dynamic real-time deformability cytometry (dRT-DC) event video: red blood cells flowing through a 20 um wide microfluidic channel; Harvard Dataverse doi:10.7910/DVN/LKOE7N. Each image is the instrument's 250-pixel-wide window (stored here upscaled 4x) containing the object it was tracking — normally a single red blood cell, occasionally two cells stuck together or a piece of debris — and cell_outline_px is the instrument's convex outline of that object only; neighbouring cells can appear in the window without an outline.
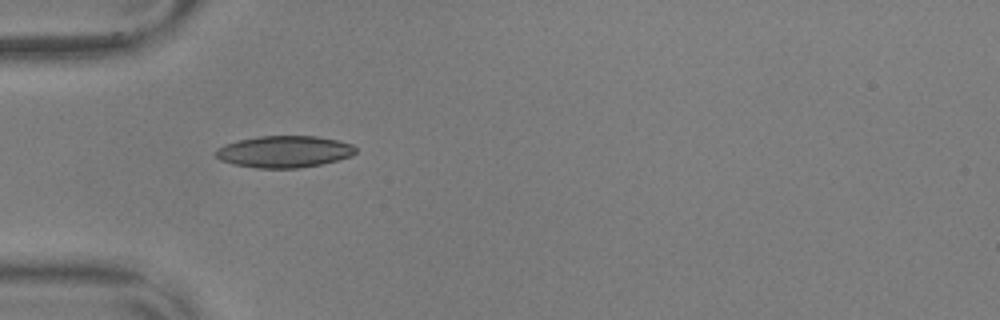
{"species": "common noctule bat (a hibernating species)", "species_latin": "Nyctalus noctula", "temperature_condition": "warm", "stored_images_in_passage": 5, "camera_frame_rate_fps": 3000, "um_per_image_px": 0.085, "animal": {"sex": "male", "body_mass_g": 17.9, "forearm_length_mm": 54.2}, "frame": {"image": 1, "passage_image": 2, "time_ms": 0.333, "image_size_px": [1000, 320], "cell_outline_px": [[356, 152], [352, 156], [320, 164], [300, 168], [256, 168], [232, 164], [220, 160], [216, 156], [216, 148], [224, 144], [236, 140], [260, 136], [316, 136], [336, 140], [352, 144], [356, 148]], "centroid_in_image_um": [24.13, 12.89], "position_along_channel_um": 60.9, "area_um2": 25.95}}
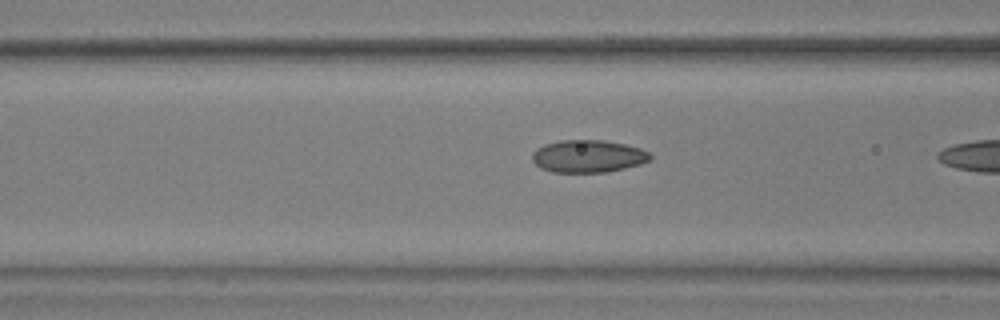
{"frame": {"image": 2, "passage_image": 4, "time_ms": 1.0, "image_size_px": [1000, 320], "cell_outline_px": [[652, 160], [640, 164], [608, 172], [552, 172], [540, 168], [532, 160], [532, 152], [536, 148], [544, 144], [560, 140], [604, 140], [624, 144], [640, 148], [648, 152], [652, 156]], "centroid_in_image_um": [49.97, 13.28], "position_along_channel_um": 116.6, "area_um2": 22.48}}